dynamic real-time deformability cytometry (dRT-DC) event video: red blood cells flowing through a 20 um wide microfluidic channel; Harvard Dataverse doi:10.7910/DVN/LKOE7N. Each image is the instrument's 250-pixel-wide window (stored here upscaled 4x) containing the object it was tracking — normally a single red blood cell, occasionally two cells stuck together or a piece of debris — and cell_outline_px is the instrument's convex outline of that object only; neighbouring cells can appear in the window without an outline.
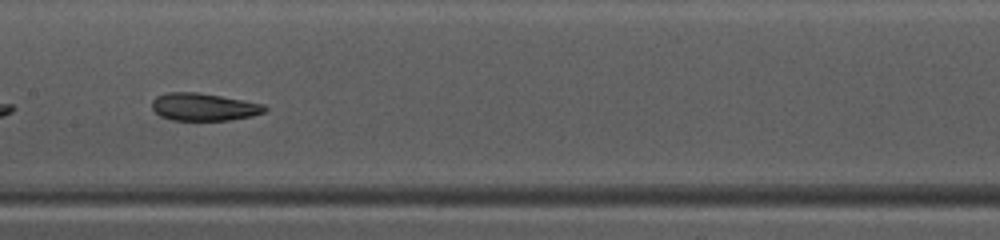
{"species": "common noctule bat (a hibernating species)", "species_latin": "Nyctalus noctula", "temperature_condition": "warm", "stored_images_in_passage": 31, "camera_frame_rate_fps": 3000, "um_per_image_px": 0.085, "animal": {"sex": "female", "body_mass_g": 10.0, "forearm_length_mm": 53.1}, "frame": {"image": 1, "passage_image": 14, "time_ms": 4.333, "image_size_px": [1000, 240], "cell_outline_px": [[268, 108], [264, 112], [252, 116], [232, 120], [172, 120], [160, 116], [152, 108], [152, 100], [156, 96], [168, 92], [196, 92], [244, 100], [264, 104]], "centroid_in_image_um": [17.32, 9.09], "position_along_channel_um": 190.1, "area_um2": 18.15}, "authors_computed_cell_mechanics": {"area_um2": 19.074, "velocity_mm_per_s": 4.0106, "shape_relaxation_time_tau1_ms": 3.1465, "shape_relaxation_time_tau2_ms": 1.8178, "deformation_change_tau1": 0.1045, "deformation_change_tau2": 0.0693}}